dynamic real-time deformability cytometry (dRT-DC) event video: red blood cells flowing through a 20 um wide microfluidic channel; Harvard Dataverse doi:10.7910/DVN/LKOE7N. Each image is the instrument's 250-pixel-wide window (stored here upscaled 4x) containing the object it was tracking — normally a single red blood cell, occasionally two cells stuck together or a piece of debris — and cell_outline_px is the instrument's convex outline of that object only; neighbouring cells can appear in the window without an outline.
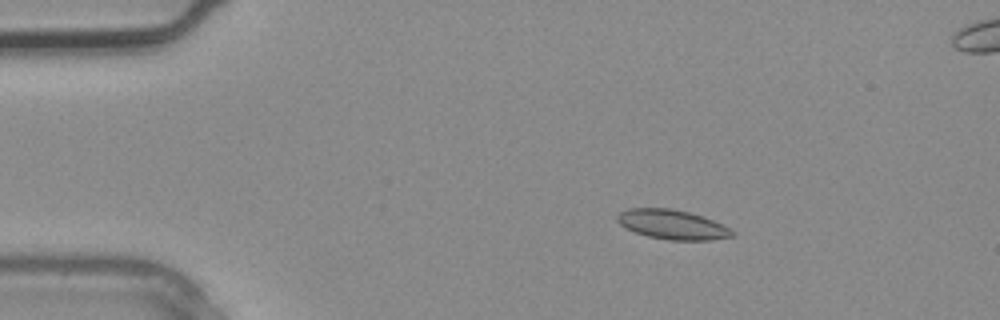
{"species": "common noctule bat (a hibernating species)", "species_latin": "Nyctalus noctula", "temperature_condition": "warm", "stored_images_in_passage": 4, "camera_frame_rate_fps": 3000, "um_per_image_px": 0.085, "animal": {"sex": "male", "body_mass_g": 20.4}, "frame": {"image": 1, "passage_image": 2, "time_ms": 0.333, "image_size_px": [1000, 320], "cell_outline_px": [[736, 232], [732, 236], [712, 240], [668, 240], [648, 236], [636, 232], [620, 224], [616, 220], [616, 216], [620, 212], [628, 208], [672, 208], [704, 216]], "centroid_in_image_um": [57.14, 19.08], "position_along_channel_um": 27.9, "area_um2": 19.65}}